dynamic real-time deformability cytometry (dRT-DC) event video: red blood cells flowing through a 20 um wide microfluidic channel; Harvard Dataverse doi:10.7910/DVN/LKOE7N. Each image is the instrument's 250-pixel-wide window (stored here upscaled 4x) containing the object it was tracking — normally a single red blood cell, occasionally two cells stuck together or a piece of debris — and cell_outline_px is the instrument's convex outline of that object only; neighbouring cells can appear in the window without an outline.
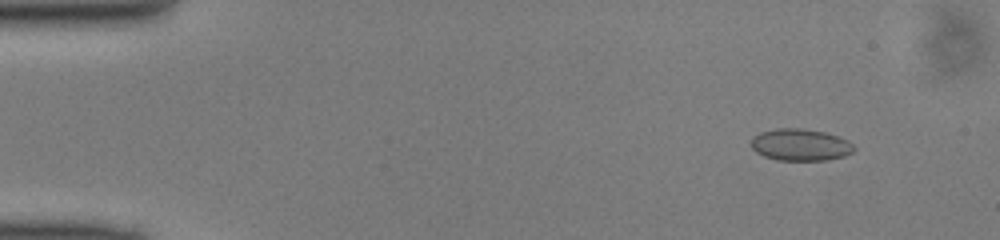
{"species": "common noctule bat (a hibernating species)", "species_latin": "Nyctalus noctula", "temperature_condition": "cold", "stored_images_in_passage": 50, "segment_of_instrument_passage": [1, 2], "camera_frame_rate_fps": 3000, "um_per_image_px": 0.085, "animal": {"sex": "male", "body_mass_g": 13.0, "forearm_length_mm": 53.1}, "frame": {"image": 1, "passage_image": 5, "time_ms": 1.333, "image_size_px": [1000, 240], "cell_outline_px": [[856, 148], [852, 152], [844, 156], [828, 160], [776, 160], [764, 156], [756, 152], [752, 148], [752, 140], [760, 132], [776, 128], [800, 128], [824, 132], [840, 136], [848, 140]], "centroid_in_image_um": [68.06, 12.31], "position_along_channel_um": 16.9, "area_um2": 19.13}}
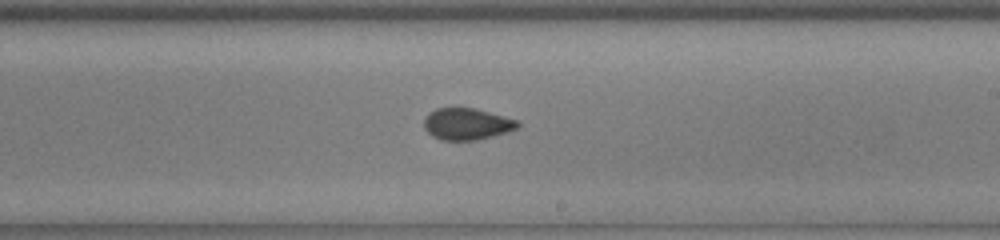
{"frame": {"image": 2, "passage_image": 29, "time_ms": 9.333, "image_size_px": [1000, 240], "cell_outline_px": [[520, 124], [516, 128], [508, 132], [476, 140], [440, 140], [432, 136], [424, 128], [424, 120], [428, 112], [436, 108], [476, 108], [520, 120]], "centroid_in_image_um": [39.69, 10.53], "position_along_channel_um": 249.3, "area_um2": 17.46}}
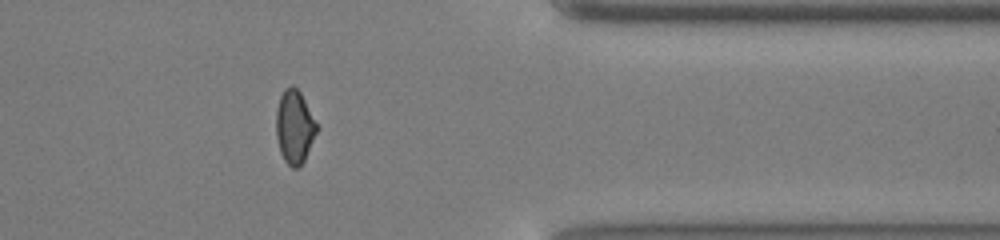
{"frame": {"image": 3, "passage_image": 40, "time_ms": 13.0, "image_size_px": [1000, 240], "cell_outline_px": [[320, 128], [304, 160], [296, 168], [292, 168], [284, 160], [280, 152], [276, 136], [276, 108], [280, 96], [284, 88], [292, 84], [300, 92]], "centroid_in_image_um": [25.04, 10.76], "position_along_channel_um": 386.4, "area_um2": 17.57}}